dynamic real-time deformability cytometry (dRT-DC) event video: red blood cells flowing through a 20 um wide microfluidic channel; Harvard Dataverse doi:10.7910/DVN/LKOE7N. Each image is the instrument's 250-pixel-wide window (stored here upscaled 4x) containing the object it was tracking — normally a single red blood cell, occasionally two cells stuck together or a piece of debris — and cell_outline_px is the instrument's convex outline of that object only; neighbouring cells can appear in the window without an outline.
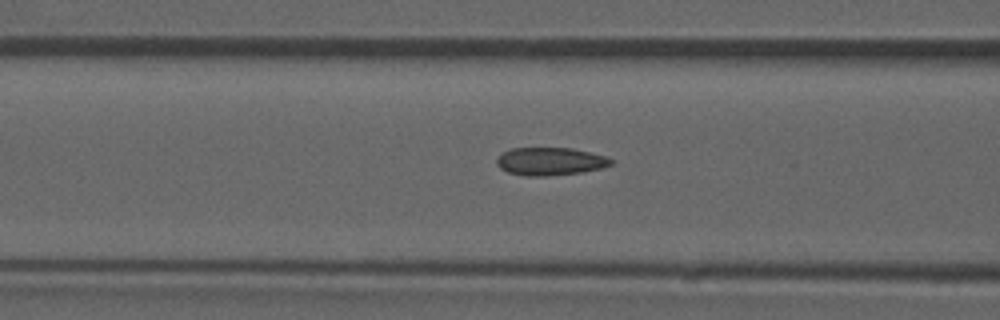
{"species": "common noctule bat (a hibernating species)", "species_latin": "Nyctalus noctula", "temperature_condition": "room temperature", "stored_images_in_passage": 48, "camera_frame_rate_fps": 3000, "um_per_image_px": 0.085, "animal": {"sex": "male", "forearm_length_mm": 52.5}, "frame": {"image": 1, "passage_image": 21, "time_ms": 6.667, "image_size_px": [1000, 320], "cell_outline_px": [[612, 164], [600, 168], [584, 172], [544, 176], [524, 176], [508, 172], [500, 168], [496, 164], [496, 160], [504, 152], [512, 148], [572, 148], [608, 156], [612, 160]], "centroid_in_image_um": [46.78, 13.72], "position_along_channel_um": 119.8, "area_um2": 18.55}}